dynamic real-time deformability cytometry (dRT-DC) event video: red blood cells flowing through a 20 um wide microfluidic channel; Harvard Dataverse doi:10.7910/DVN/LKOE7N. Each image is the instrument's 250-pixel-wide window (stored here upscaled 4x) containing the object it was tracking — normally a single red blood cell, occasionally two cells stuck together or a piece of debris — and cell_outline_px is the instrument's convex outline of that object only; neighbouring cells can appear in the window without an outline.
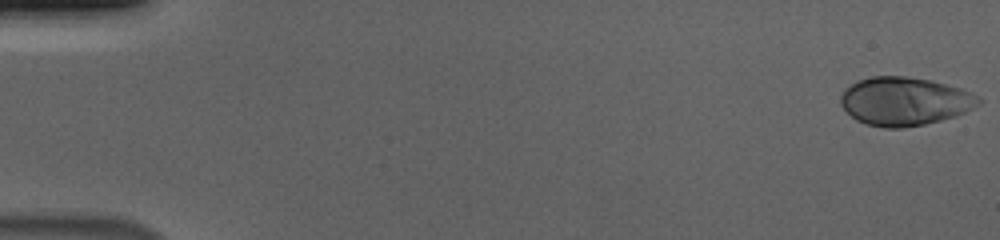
{"species": "human", "species_latin": "Homo sapiens", "temperature_condition": "cold", "stored_images_in_passage": 56, "camera_frame_rate_fps": 3000, "um_per_image_px": 0.085, "donor": {"sex": "male"}, "frame": {"image": 1, "passage_image": 1, "time_ms": 0.0, "image_size_px": [1000, 240], "cell_outline_px": [[984, 100], [980, 104], [956, 116], [924, 124], [904, 128], [884, 128], [868, 124], [856, 120], [840, 104], [840, 96], [856, 80], [872, 76], [904, 76], [928, 80], [960, 88]], "centroid_in_image_um": [76.88, 8.61], "position_along_channel_um": 8.1, "area_um2": 38.55}}
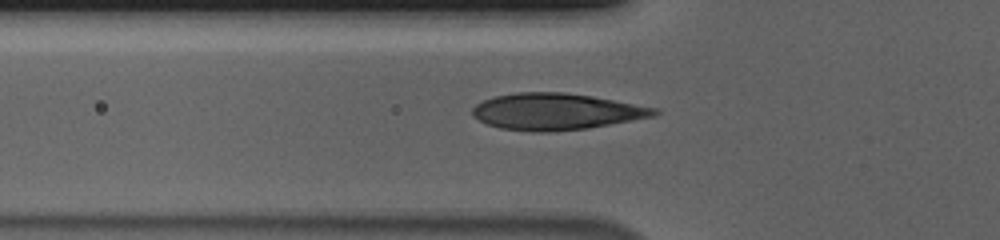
{"frame": {"image": 2, "passage_image": 20, "time_ms": 6.333, "image_size_px": [1000, 240], "cell_outline_px": [[660, 112], [656, 116], [588, 128], [548, 132], [532, 132], [500, 128], [484, 124], [472, 116], [472, 108], [476, 104], [492, 96], [516, 92], [564, 92], [592, 96], [660, 108]], "centroid_in_image_um": [47.26, 9.48], "position_along_channel_um": 78.5, "area_um2": 39.13}}
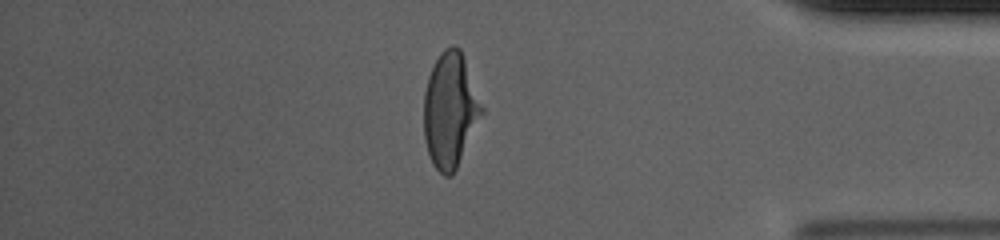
{"frame": {"image": 3, "passage_image": 48, "time_ms": 15.667, "image_size_px": [1000, 240], "cell_outline_px": [[484, 112], [452, 176], [444, 176], [432, 164], [424, 140], [424, 92], [428, 76], [440, 52], [444, 48], [452, 44], [456, 44], [460, 48], [484, 108]], "centroid_in_image_um": [38.26, 9.34], "position_along_channel_um": 396.9, "area_um2": 38.78}, "authors_computed_cell_mechanics": {"area_um2": 38.3792, "velocity_mm_per_s": 3.6993, "shape_relaxation_time_tau1_ms": 4.9202, "shape_relaxation_time_tau2_ms": null, "deformation_change_tau1": 0.2155, "deformation_change_tau2": null}}